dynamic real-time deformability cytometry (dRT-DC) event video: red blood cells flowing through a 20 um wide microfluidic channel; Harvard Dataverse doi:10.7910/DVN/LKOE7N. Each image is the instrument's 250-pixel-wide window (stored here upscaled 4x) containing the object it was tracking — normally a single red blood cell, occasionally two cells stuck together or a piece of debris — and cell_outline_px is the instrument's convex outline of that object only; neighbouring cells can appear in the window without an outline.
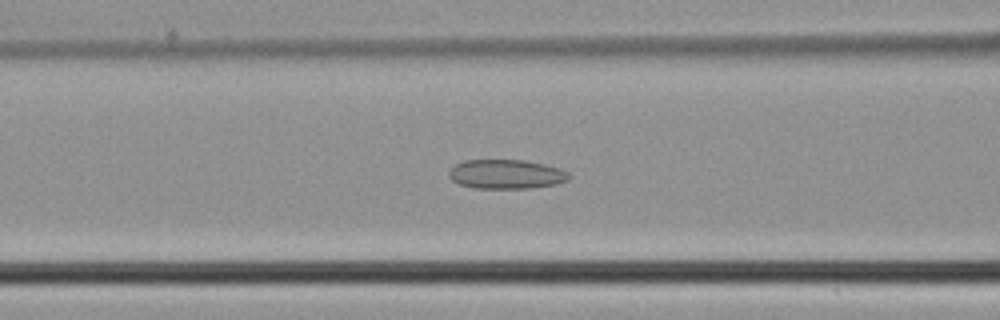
{"species": "common noctule bat (a hibernating species)", "species_latin": "Nyctalus noctula", "temperature_condition": "cold", "stored_images_in_passage": 48, "camera_frame_rate_fps": 3000, "um_per_image_px": 0.085, "animal": {"sex": "male", "body_mass_g": 21.5, "forearm_length_mm": 52.0}, "frame": {"image": 1, "passage_image": 19, "time_ms": 6.0, "image_size_px": [1000, 320], "cell_outline_px": [[572, 176], [568, 180], [556, 184], [532, 188], [476, 188], [460, 184], [452, 180], [448, 176], [448, 172], [456, 164], [464, 160], [524, 160], [544, 164], [560, 168], [568, 172]], "centroid_in_image_um": [43.05, 14.8], "position_along_channel_um": 123.5, "area_um2": 20.52}}
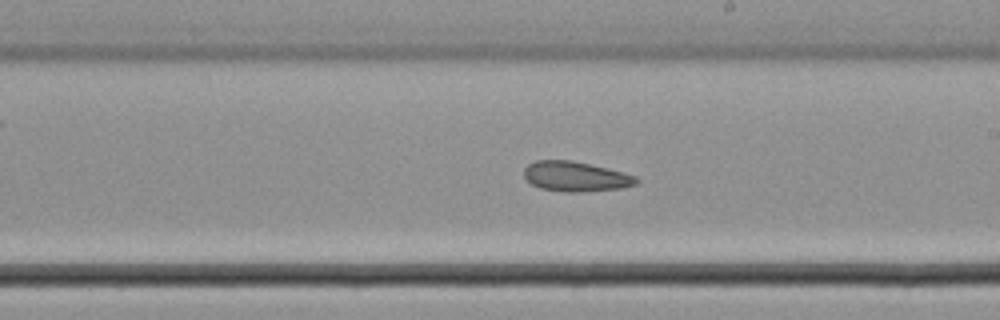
{"frame": {"image": 2, "passage_image": 27, "time_ms": 8.667, "image_size_px": [1000, 320], "cell_outline_px": [[640, 180], [636, 184], [620, 188], [584, 192], [564, 192], [540, 188], [532, 184], [524, 176], [524, 168], [528, 164], [536, 160], [572, 160], [608, 168], [636, 176]], "centroid_in_image_um": [48.93, 15.0], "position_along_channel_um": 240.1, "area_um2": 19.65}}
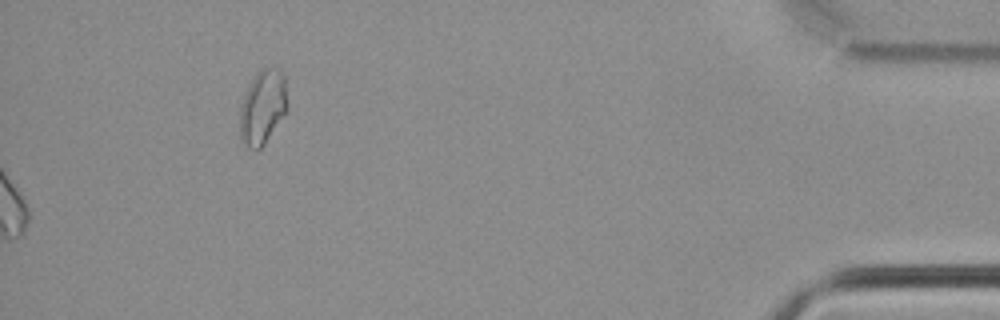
{"frame": {"image": 3, "passage_image": 48, "time_ms": 15.667, "image_size_px": [1000, 320], "cell_outline_px": [[288, 112], [264, 144], [260, 148], [248, 148], [244, 144], [240, 136], [240, 108], [244, 92], [248, 84], [256, 72], [260, 68], [276, 68], [284, 76], [288, 104]], "centroid_in_image_um": [22.33, 9.09], "position_along_channel_um": 412.9, "area_um2": 20.92}}